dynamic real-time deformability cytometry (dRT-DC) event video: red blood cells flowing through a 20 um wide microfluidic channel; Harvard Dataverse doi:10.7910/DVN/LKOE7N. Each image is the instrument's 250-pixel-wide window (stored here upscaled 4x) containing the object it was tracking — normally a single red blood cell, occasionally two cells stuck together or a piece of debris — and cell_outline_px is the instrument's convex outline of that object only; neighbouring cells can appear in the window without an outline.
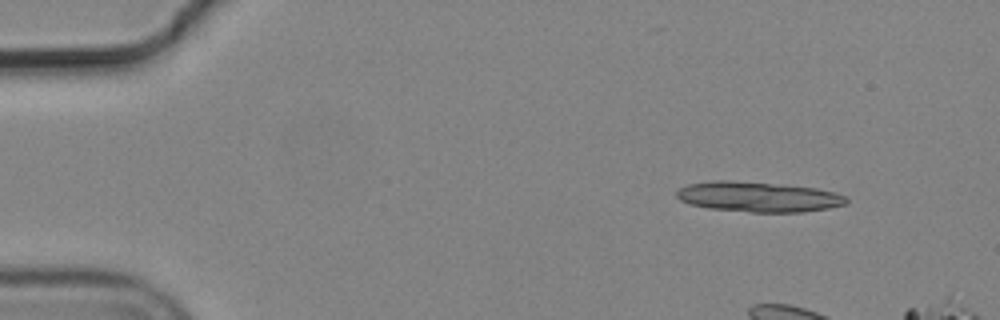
{"species": "common noctule bat (a hibernating species)", "species_latin": "Nyctalus noctula", "temperature_condition": "cold", "stored_images_in_passage": 7, "camera_frame_rate_fps": 3000, "um_per_image_px": 0.085, "animal": {"sex": "male", "body_mass_g": 19.2, "forearm_length_mm": 51.8}, "frame": {"image": 1, "passage_image": 1, "time_ms": 0.0, "image_size_px": [1000, 320], "cell_outline_px": [[848, 204], [828, 208], [804, 212], [752, 212], [708, 208], [692, 204], [680, 200], [676, 196], [676, 192], [680, 188], [688, 184], [712, 180], [732, 180], [816, 188], [836, 192], [844, 196], [848, 200]], "centroid_in_image_um": [64.46, 16.73], "position_along_channel_um": 20.5, "area_um2": 29.77}}